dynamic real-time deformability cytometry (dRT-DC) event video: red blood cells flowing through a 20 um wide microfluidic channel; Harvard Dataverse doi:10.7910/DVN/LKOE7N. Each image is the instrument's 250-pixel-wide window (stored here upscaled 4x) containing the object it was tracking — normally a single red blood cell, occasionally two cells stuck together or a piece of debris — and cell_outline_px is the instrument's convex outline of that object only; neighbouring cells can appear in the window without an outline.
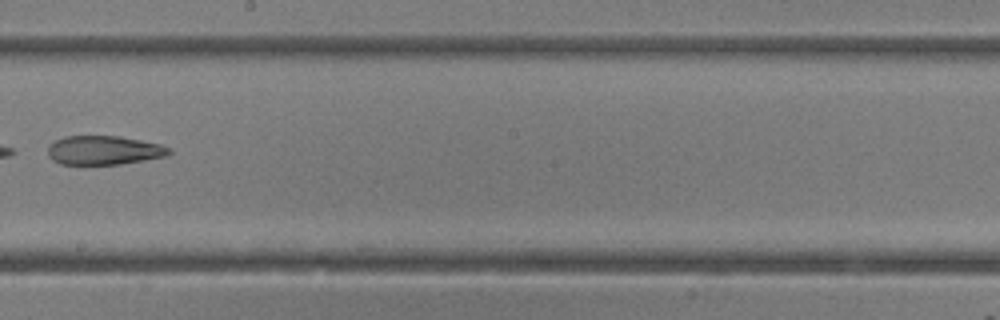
{"species": "common noctule bat (a hibernating species)", "species_latin": "Nyctalus noctula", "temperature_condition": "room temperature", "stored_images_in_passage": 28, "camera_frame_rate_fps": 3000, "um_per_image_px": 0.085, "animal": {"sex": "female"}, "frame": {"image": 1, "passage_image": 16, "time_ms": 5.0, "image_size_px": [1000, 320], "cell_outline_px": [[172, 152], [168, 156], [120, 164], [60, 164], [52, 160], [48, 156], [48, 148], [56, 140], [64, 136], [120, 136], [160, 144], [172, 148]], "centroid_in_image_um": [8.87, 12.77], "position_along_channel_um": 239.3, "area_um2": 20.52}}